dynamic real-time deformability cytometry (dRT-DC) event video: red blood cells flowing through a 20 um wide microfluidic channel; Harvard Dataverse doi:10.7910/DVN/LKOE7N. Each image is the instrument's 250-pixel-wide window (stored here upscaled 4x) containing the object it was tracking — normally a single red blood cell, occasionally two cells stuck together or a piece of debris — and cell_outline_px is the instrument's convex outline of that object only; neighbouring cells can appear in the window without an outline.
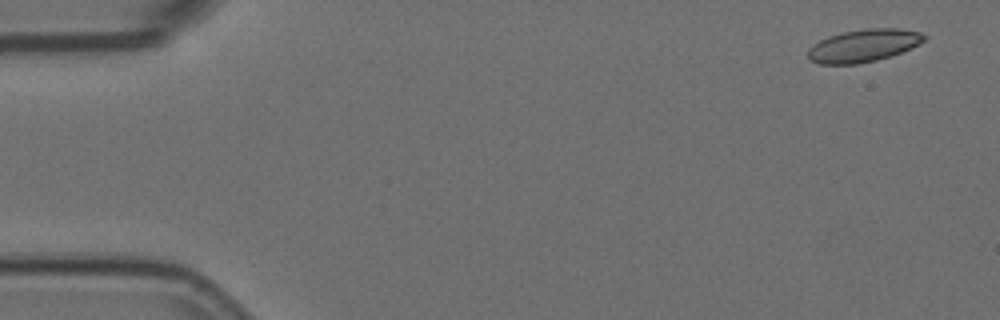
{"species": "Egyptian fruit bat (a non-hibernating species)", "species_latin": "Rousettus aegyptiacus", "temperature_condition": "room temperature", "stored_images_in_passage": 4, "camera_frame_rate_fps": 3000, "um_per_image_px": 0.085, "animal": {"sex": "female"}, "frame": {"image": 1, "passage_image": 1, "time_ms": 0.0, "image_size_px": [1000, 320], "cell_outline_px": [[928, 36], [924, 40], [900, 52], [876, 60], [856, 64], [820, 64], [812, 60], [808, 56], [808, 48], [812, 44], [828, 36], [844, 32], [868, 28], [900, 28], [920, 32]], "centroid_in_image_um": [73.37, 3.86], "position_along_channel_um": 11.6, "area_um2": 21.79}}
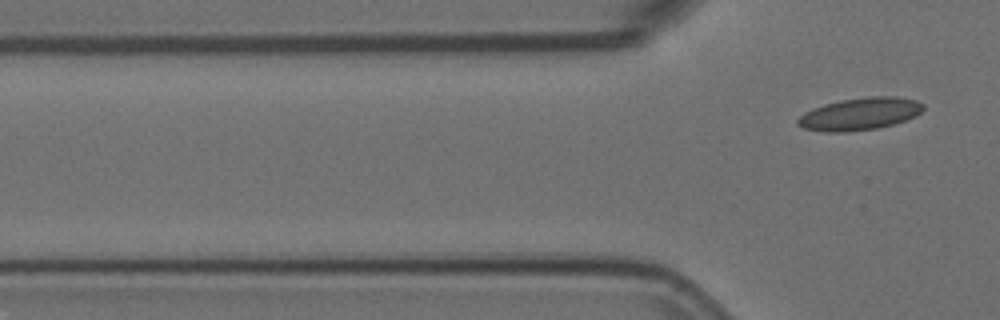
{"frame": {"image": 2, "passage_image": 4, "time_ms": 1.0, "image_size_px": [1000, 320], "cell_outline_px": [[924, 108], [916, 116], [892, 124], [876, 128], [844, 132], [828, 132], [804, 128], [796, 124], [796, 120], [804, 112], [812, 108], [824, 104], [840, 100], [868, 96], [896, 96], [916, 100], [924, 104]], "centroid_in_image_um": [73.07, 9.67], "position_along_channel_um": 52.7, "area_um2": 23.64}}